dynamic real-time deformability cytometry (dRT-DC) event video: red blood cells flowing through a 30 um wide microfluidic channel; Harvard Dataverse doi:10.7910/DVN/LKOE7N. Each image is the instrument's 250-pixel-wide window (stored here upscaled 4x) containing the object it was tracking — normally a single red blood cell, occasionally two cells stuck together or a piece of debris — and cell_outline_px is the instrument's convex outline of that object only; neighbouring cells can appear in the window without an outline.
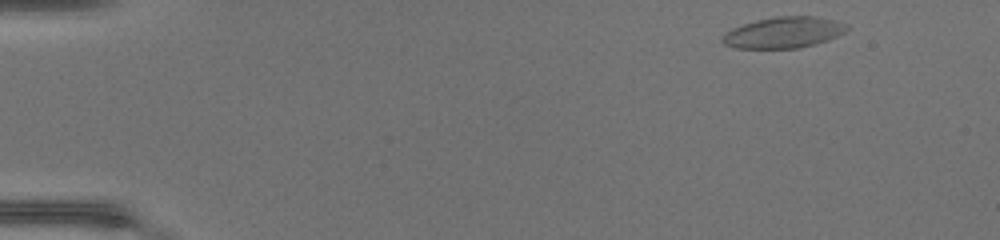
{"species": "common noctule bat (a hibernating species)", "species_latin": "Nyctalus noctula", "temperature_condition": "warm", "stored_images_in_passage": 44, "camera_frame_rate_fps": 3000, "um_per_image_px": 0.085, "animal": {"sex": "female", "body_mass_g": 17.0, "forearm_length_mm": 48.0}, "frame": {"image": 1, "passage_image": 1, "time_ms": 0.0, "image_size_px": [1000, 240], "cell_outline_px": [[848, 28], [844, 32], [828, 40], [800, 48], [736, 48], [724, 44], [720, 40], [720, 36], [724, 32], [732, 28], [756, 20], [776, 16], [812, 16], [836, 20], [848, 24]], "centroid_in_image_um": [66.58, 2.76], "position_along_channel_um": 18.4, "area_um2": 22.66}}
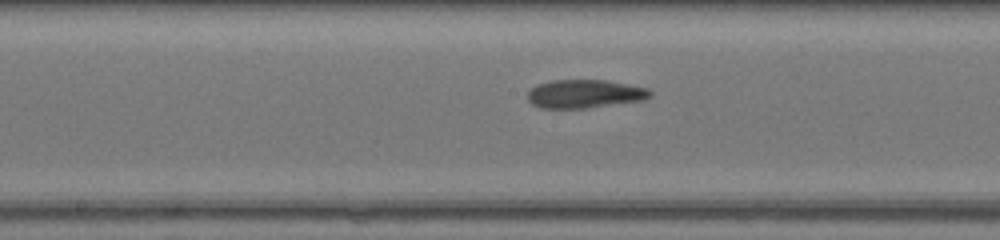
{"frame": {"image": 2, "passage_image": 22, "time_ms": 7.0, "image_size_px": [1000, 240], "cell_outline_px": [[652, 96], [644, 100], [588, 108], [540, 108], [532, 104], [528, 100], [528, 92], [536, 84], [552, 80], [608, 80], [648, 88], [652, 92]], "centroid_in_image_um": [49.72, 7.97], "position_along_channel_um": 198.5, "area_um2": 20.46}}
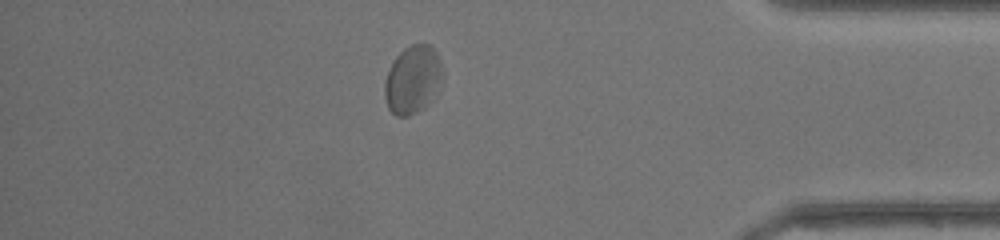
{"frame": {"image": 3, "passage_image": 38, "time_ms": 12.333, "image_size_px": [1000, 240], "cell_outline_px": [[440, 80], [420, 108], [416, 112], [408, 116], [396, 116], [388, 108], [384, 96], [384, 84], [388, 72], [396, 56], [404, 48], [412, 44], [432, 44], [436, 52], [440, 64]], "centroid_in_image_um": [34.99, 6.72], "position_along_channel_um": 400.2, "area_um2": 21.79}, "authors_computed_cell_mechanics": {"area_um2": 21.2126, "velocity_mm_per_s": 4.3702, "shape_relaxation_time_tau1_ms": null, "shape_relaxation_time_tau2_ms": 1.8415, "deformation_change_tau1": null, "deformation_change_tau2": 0.0725}}